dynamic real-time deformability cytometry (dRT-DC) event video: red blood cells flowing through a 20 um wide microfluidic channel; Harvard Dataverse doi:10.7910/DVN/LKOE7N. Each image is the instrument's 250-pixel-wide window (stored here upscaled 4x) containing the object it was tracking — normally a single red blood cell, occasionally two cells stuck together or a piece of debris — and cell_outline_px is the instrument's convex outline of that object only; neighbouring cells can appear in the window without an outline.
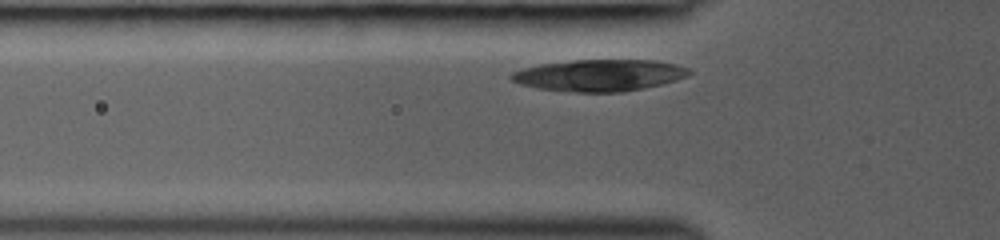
{"species": "common noctule bat (a hibernating species)", "species_latin": "Nyctalus noctula", "temperature_condition": "room temperature", "stored_images_in_passage": 21, "camera_frame_rate_fps": 3000, "um_per_image_px": 0.085, "animal": {"sex": "female", "body_mass_g": 19.0, "forearm_length_mm": 53.3}, "frame": {"image": 1, "passage_image": 3, "time_ms": 0.667, "image_size_px": [1000, 240], "cell_outline_px": [[692, 72], [688, 76], [664, 84], [644, 88], [620, 92], [576, 92], [536, 88], [520, 84], [512, 80], [508, 76], [512, 72], [524, 68], [540, 64], [576, 60], [656, 60], [676, 64], [688, 68]], "centroid_in_image_um": [50.97, 6.4], "position_along_channel_um": 74.8, "area_um2": 32.89}}
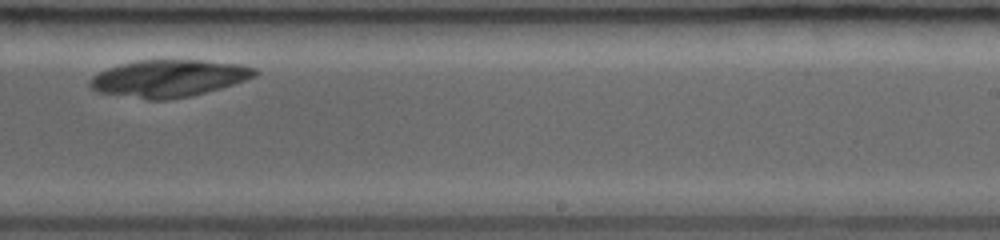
{"frame": {"image": 2, "passage_image": 16, "time_ms": 5.667, "image_size_px": [1000, 240], "cell_outline_px": [[256, 76], [220, 88], [188, 96], [168, 100], [148, 100], [96, 92], [88, 88], [88, 80], [92, 76], [108, 68], [120, 64], [136, 60], [204, 60], [240, 64], [256, 68]], "centroid_in_image_um": [14.27, 6.66], "position_along_channel_um": 274.7, "area_um2": 35.78}}
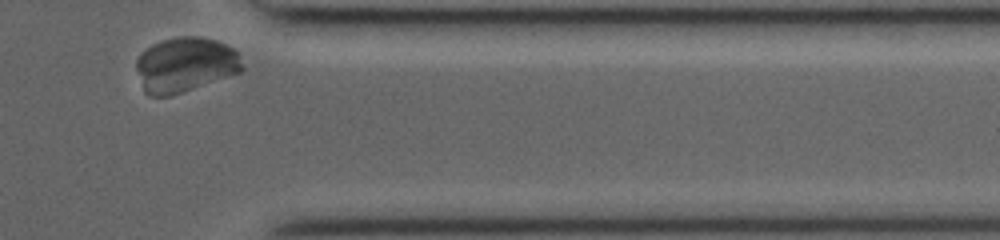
{"frame": {"image": 3, "passage_image": 21, "time_ms": 8.667, "image_size_px": [1000, 240], "cell_outline_px": [[244, 68], [240, 72], [172, 96], [148, 96], [144, 92], [136, 68], [136, 60], [140, 52], [152, 44], [164, 40], [180, 36], [200, 36], [216, 40], [240, 52]], "centroid_in_image_um": [15.74, 5.5], "position_along_channel_um": 395.7, "area_um2": 34.16}}